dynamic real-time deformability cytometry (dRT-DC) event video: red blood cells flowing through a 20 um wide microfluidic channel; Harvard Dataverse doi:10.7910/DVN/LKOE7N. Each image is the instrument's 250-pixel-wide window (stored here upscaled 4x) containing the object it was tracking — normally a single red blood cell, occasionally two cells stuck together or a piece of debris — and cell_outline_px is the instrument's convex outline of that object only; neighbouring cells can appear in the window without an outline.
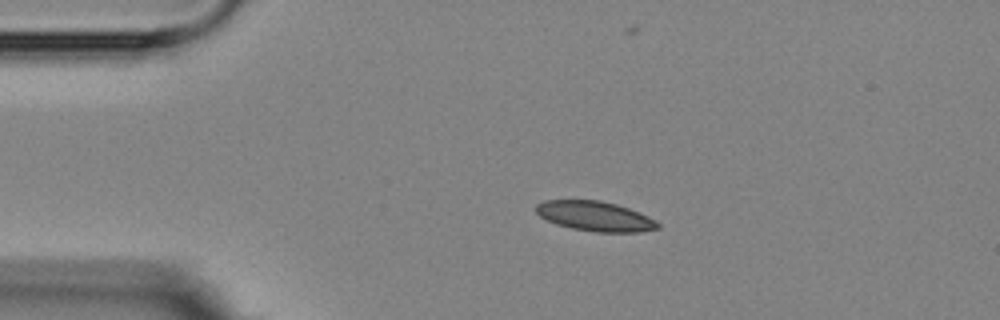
{"species": "Egyptian fruit bat (a non-hibernating species)", "species_latin": "Rousettus aegyptiacus", "temperature_condition": "room temperature", "stored_images_in_passage": 2, "camera_frame_rate_fps": 3000, "um_per_image_px": 0.085, "animal": {"sex": "female"}, "frame": {"image": 1, "passage_image": 1, "time_ms": 0.0, "image_size_px": [1000, 320], "cell_outline_px": [[660, 228], [640, 232], [596, 232], [572, 228], [556, 224], [540, 216], [536, 212], [536, 204], [544, 200], [600, 200], [616, 204], [640, 212], [656, 220], [660, 224]], "centroid_in_image_um": [50.61, 18.37], "position_along_channel_um": 34.4, "area_um2": 21.21}}
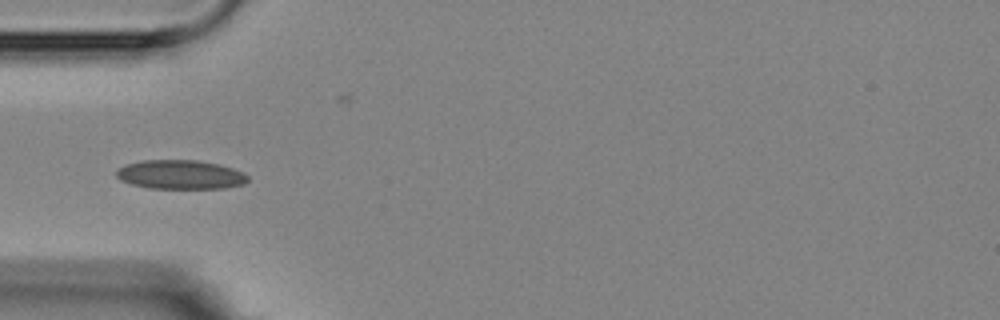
{"frame": {"image": 2, "passage_image": 2, "time_ms": 2.0, "image_size_px": [1000, 320], "cell_outline_px": [[248, 180], [244, 184], [224, 188], [148, 188], [132, 184], [120, 180], [116, 176], [116, 172], [124, 164], [144, 160], [196, 160], [220, 164], [244, 172], [248, 176]], "centroid_in_image_um": [15.34, 14.84], "position_along_channel_um": 69.7, "area_um2": 22.31}}